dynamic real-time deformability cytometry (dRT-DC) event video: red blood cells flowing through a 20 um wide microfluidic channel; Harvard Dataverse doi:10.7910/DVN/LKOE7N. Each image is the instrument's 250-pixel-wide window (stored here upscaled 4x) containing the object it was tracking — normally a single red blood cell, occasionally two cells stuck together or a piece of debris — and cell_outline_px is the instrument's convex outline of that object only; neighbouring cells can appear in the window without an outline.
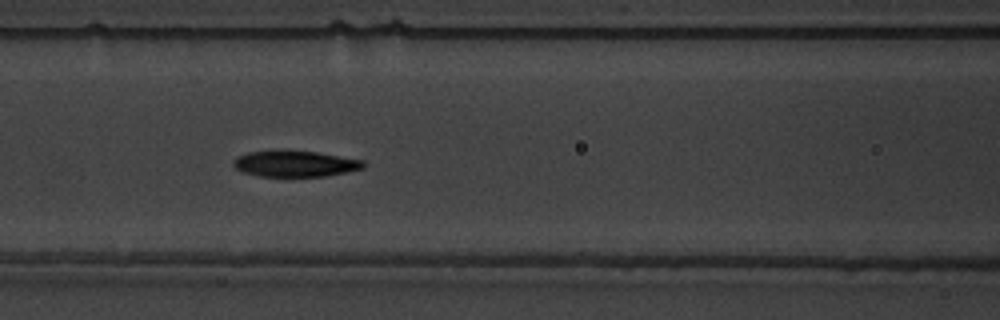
{"species": "common noctule bat (a hibernating species)", "species_latin": "Nyctalus noctula", "temperature_condition": "warm", "stored_images_in_passage": 9, "camera_frame_rate_fps": 3000, "um_per_image_px": 0.085, "animal": {"sex": "male", "body_mass_g": 19.5, "forearm_length_mm": 54.6}, "frame": {"image": 1, "passage_image": 7, "time_ms": 7.667, "image_size_px": [1000, 320], "cell_outline_px": [[368, 164], [364, 168], [348, 172], [324, 176], [260, 176], [244, 172], [236, 168], [232, 164], [236, 156], [248, 152], [280, 148], [288, 148], [316, 152], [364, 160]], "centroid_in_image_um": [25.09, 13.87], "position_along_channel_um": 141.5, "area_um2": 20.4}}